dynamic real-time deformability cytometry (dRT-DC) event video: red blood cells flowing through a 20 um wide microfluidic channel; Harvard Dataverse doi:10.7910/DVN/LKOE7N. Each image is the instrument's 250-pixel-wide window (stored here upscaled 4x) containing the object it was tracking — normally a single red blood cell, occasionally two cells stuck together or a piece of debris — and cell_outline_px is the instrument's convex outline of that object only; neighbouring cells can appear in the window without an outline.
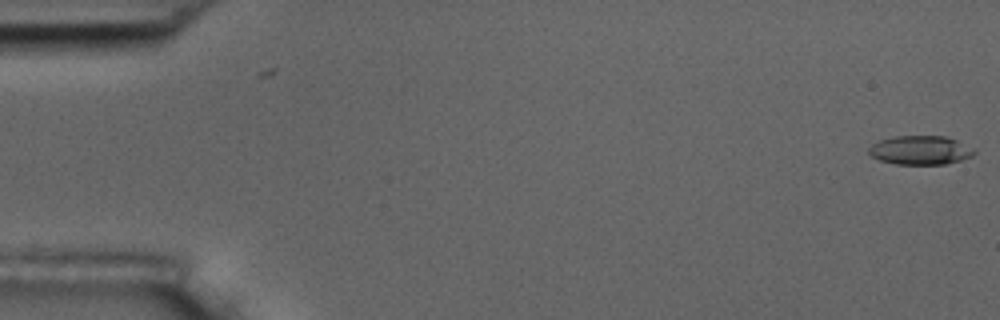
{"species": "common noctule bat (a hibernating species)", "species_latin": "Nyctalus noctula", "temperature_condition": "room temperature", "stored_images_in_passage": 56, "camera_frame_rate_fps": 3000, "um_per_image_px": 0.085, "animal": {"sex": "male", "body_mass_g": 17.5, "forearm_length_mm": 52.3}, "frame": {"image": 1, "passage_image": 1, "time_ms": 0.0, "image_size_px": [1000, 320], "cell_outline_px": [[976, 152], [972, 156], [960, 160], [944, 164], [896, 164], [880, 160], [872, 156], [868, 152], [868, 148], [872, 144], [880, 140], [896, 136], [944, 136], [956, 140]], "centroid_in_image_um": [78.18, 12.77], "position_along_channel_um": 6.8, "area_um2": 17.46}}
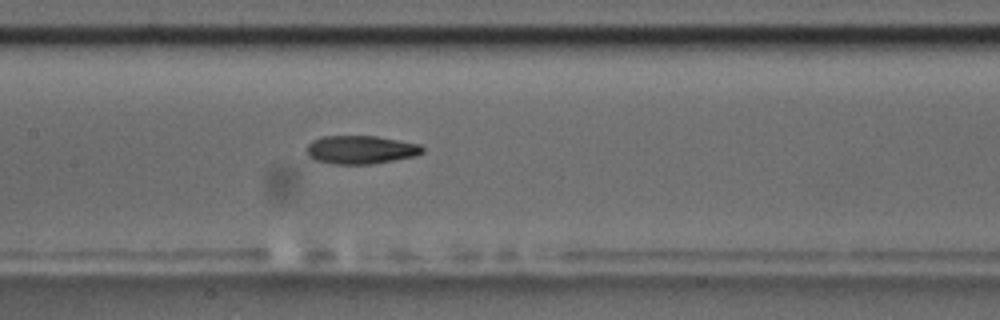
{"frame": {"image": 2, "passage_image": 27, "time_ms": 8.667, "image_size_px": [1000, 320], "cell_outline_px": [[424, 152], [416, 156], [372, 164], [332, 164], [316, 160], [308, 156], [308, 144], [312, 140], [324, 136], [376, 136], [420, 144], [424, 148]], "centroid_in_image_um": [30.69, 12.73], "position_along_channel_um": 176.7, "area_um2": 19.13}}
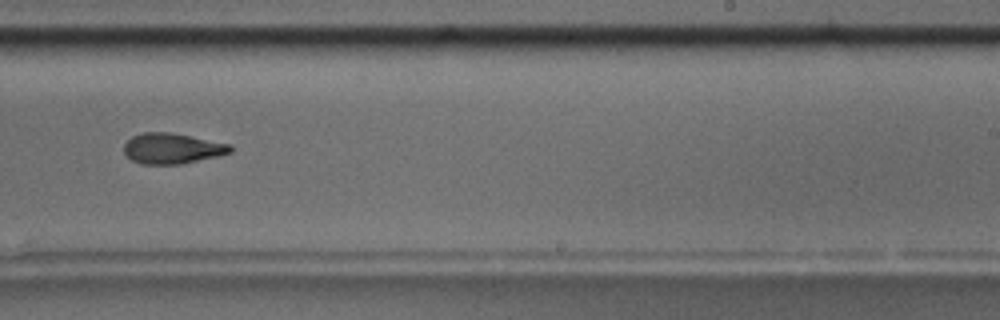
{"frame": {"image": 3, "passage_image": 35, "time_ms": 11.333, "image_size_px": [1000, 320], "cell_outline_px": [[232, 152], [220, 156], [180, 164], [140, 164], [132, 160], [124, 152], [124, 144], [132, 136], [144, 132], [172, 132], [232, 144]], "centroid_in_image_um": [14.67, 12.61], "position_along_channel_um": 274.3, "area_um2": 19.13}, "authors_computed_cell_mechanics": {"area_um2": 19.0162, "velocity_mm_per_s": 3.6734, "shape_relaxation_time_tau1_ms": 7.2551, "shape_relaxation_time_tau2_ms": 4.5967, "deformation_change_tau1": 0.2215, "deformation_change_tau2": 0.1347}}